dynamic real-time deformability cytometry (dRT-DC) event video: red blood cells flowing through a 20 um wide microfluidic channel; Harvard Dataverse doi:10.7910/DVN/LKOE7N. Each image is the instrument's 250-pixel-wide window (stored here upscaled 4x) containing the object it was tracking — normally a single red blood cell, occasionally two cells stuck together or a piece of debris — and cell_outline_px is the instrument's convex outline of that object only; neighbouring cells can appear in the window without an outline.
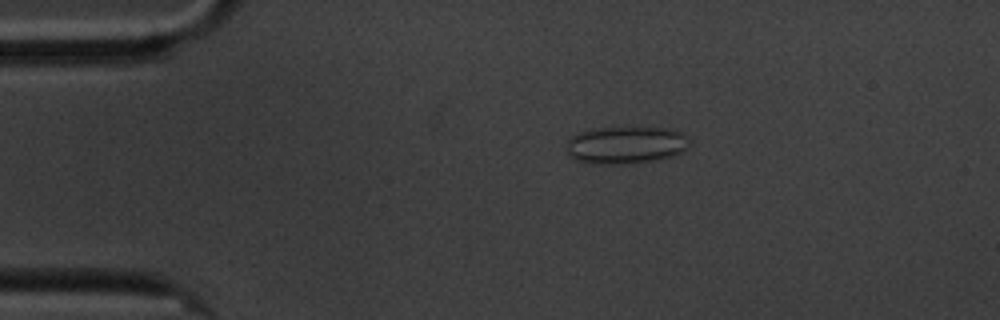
{"species": "common noctule bat (a hibernating species)", "species_latin": "Nyctalus noctula", "temperature_condition": "cold", "stored_images_in_passage": 53, "camera_frame_rate_fps": 3000, "um_per_image_px": 0.085, "animal": {"sex": "male", "body_mass_g": 20.1, "forearm_length_mm": 53.5}, "frame": {"image": 1, "passage_image": 6, "time_ms": 1.667, "image_size_px": [1000, 320], "cell_outline_px": [[688, 148], [684, 152], [672, 156], [652, 160], [628, 164], [592, 164], [576, 160], [568, 156], [568, 140], [572, 136], [580, 132], [596, 128], [620, 124], [668, 128], [680, 132], [688, 140]], "centroid_in_image_um": [53.19, 12.28], "position_along_channel_um": 31.8, "area_um2": 27.69}}
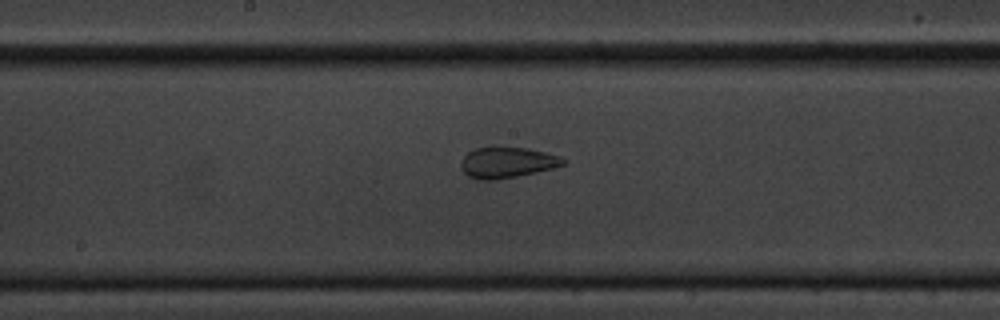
{"frame": {"image": 2, "passage_image": 25, "time_ms": 8.0, "image_size_px": [1000, 320], "cell_outline_px": [[564, 164], [552, 168], [516, 176], [496, 180], [476, 180], [468, 176], [460, 168], [460, 160], [468, 152], [476, 148], [492, 144], [528, 148], [560, 156], [564, 160]], "centroid_in_image_um": [43.02, 13.77], "position_along_channel_um": 205.2, "area_um2": 18.84}}
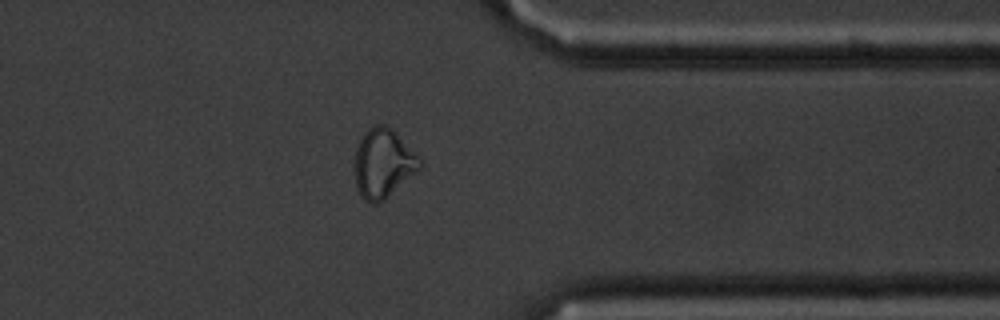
{"frame": {"image": 3, "passage_image": 41, "time_ms": 13.333, "image_size_px": [1000, 320], "cell_outline_px": [[424, 164], [416, 172], [384, 200], [376, 204], [372, 204], [364, 200], [360, 196], [356, 184], [356, 148], [364, 132], [368, 128], [376, 124], [384, 124], [416, 152], [420, 156]], "centroid_in_image_um": [32.58, 13.9], "position_along_channel_um": 378.8, "area_um2": 25.89}, "authors_computed_cell_mechanics": {"area_um2": 21.4438, "velocity_mm_per_s": 3.3955, "shape_relaxation_time_tau1_ms": null, "shape_relaxation_time_tau2_ms": 1.9779, "deformation_change_tau1": null, "deformation_change_tau2": 0.0687}}